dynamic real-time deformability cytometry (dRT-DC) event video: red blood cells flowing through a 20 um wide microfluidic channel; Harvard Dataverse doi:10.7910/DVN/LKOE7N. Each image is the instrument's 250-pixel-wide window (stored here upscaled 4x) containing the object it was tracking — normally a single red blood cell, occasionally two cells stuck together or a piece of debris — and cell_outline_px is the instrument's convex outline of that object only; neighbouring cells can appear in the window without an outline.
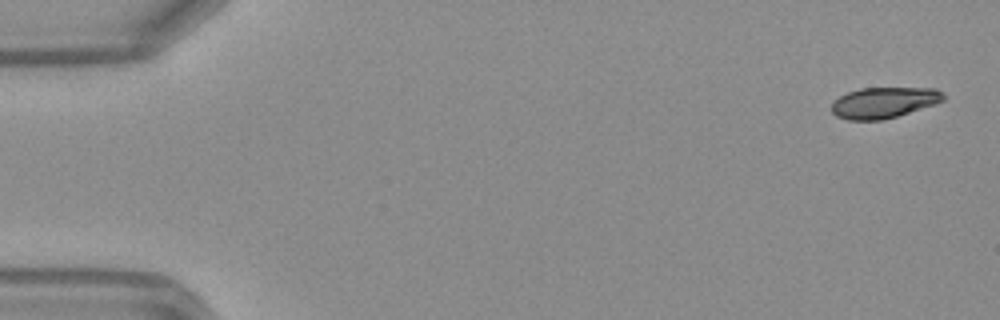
{"species": "Egyptian fruit bat (a non-hibernating species)", "species_latin": "Rousettus aegyptiacus", "temperature_condition": "warm", "stored_images_in_passage": 48, "camera_frame_rate_fps": 3000, "um_per_image_px": 0.085, "frame": {"image": 1, "passage_image": 1, "time_ms": 0.0, "image_size_px": [1000, 320], "cell_outline_px": [[944, 100], [936, 104], [896, 116], [880, 120], [848, 120], [836, 116], [832, 112], [832, 100], [848, 92], [860, 88], [936, 88], [944, 92]], "centroid_in_image_um": [75.13, 8.71], "position_along_channel_um": 9.9, "area_um2": 20.17}}
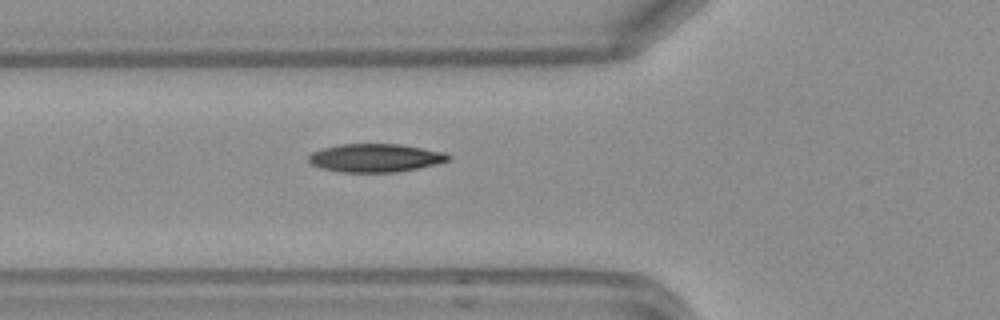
{"frame": {"image": 2, "passage_image": 17, "time_ms": 5.333, "image_size_px": [1000, 320], "cell_outline_px": [[452, 160], [420, 168], [396, 172], [340, 172], [320, 168], [312, 164], [308, 160], [308, 156], [312, 152], [324, 148], [340, 144], [400, 144], [444, 152], [452, 156]], "centroid_in_image_um": [31.94, 13.42], "position_along_channel_um": 93.9, "area_um2": 23.12}}
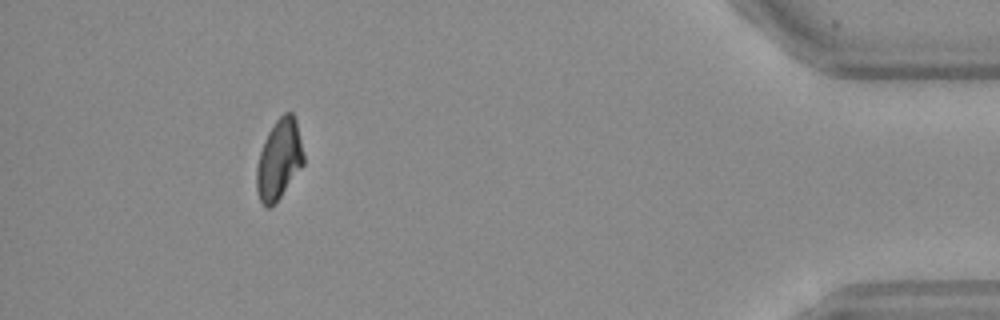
{"frame": {"image": 3, "passage_image": 44, "time_ms": 14.333, "image_size_px": [1000, 320], "cell_outline_px": [[304, 164], [280, 196], [268, 208], [260, 200], [256, 192], [256, 168], [260, 152], [264, 140], [268, 132], [276, 120], [284, 112], [292, 112], [296, 120], [304, 156]], "centroid_in_image_um": [23.71, 13.52], "position_along_channel_um": 411.5, "area_um2": 21.62}, "authors_computed_cell_mechanics": {"area_um2": 22.5709, "velocity_mm_per_s": 4.1642, "shape_relaxation_time_tau1_ms": 5.27, "shape_relaxation_time_tau2_ms": 4.2524, "deformation_change_tau1": 0.1681, "deformation_change_tau2": 0.0825}}